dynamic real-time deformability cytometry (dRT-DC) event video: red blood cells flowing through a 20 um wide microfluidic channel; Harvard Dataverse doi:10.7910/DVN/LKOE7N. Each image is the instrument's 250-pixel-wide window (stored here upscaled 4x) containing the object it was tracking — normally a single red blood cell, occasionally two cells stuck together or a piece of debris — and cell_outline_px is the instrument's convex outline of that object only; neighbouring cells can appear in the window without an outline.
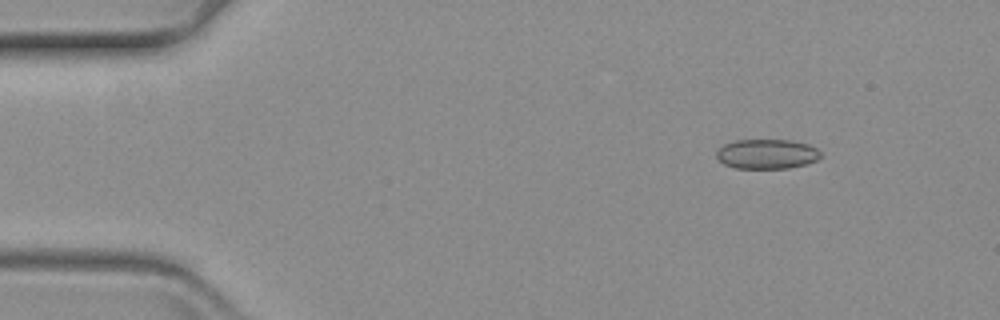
{"species": "common noctule bat (a hibernating species)", "species_latin": "Nyctalus noctula", "temperature_condition": "warm", "stored_images_in_passage": 30, "camera_frame_rate_fps": 3000, "um_per_image_px": 0.085, "animal": {"sex": "female", "body_mass_g": 19.3, "forearm_length_mm": 54.1}, "frame": {"image": 1, "passage_image": 8, "time_ms": 2.333, "image_size_px": [1000, 320], "cell_outline_px": [[820, 156], [816, 160], [804, 164], [788, 168], [736, 168], [724, 164], [716, 156], [716, 152], [724, 144], [736, 140], [792, 140], [808, 144], [816, 148], [820, 152]], "centroid_in_image_um": [65.17, 13.08], "position_along_channel_um": 19.8, "area_um2": 17.86}}
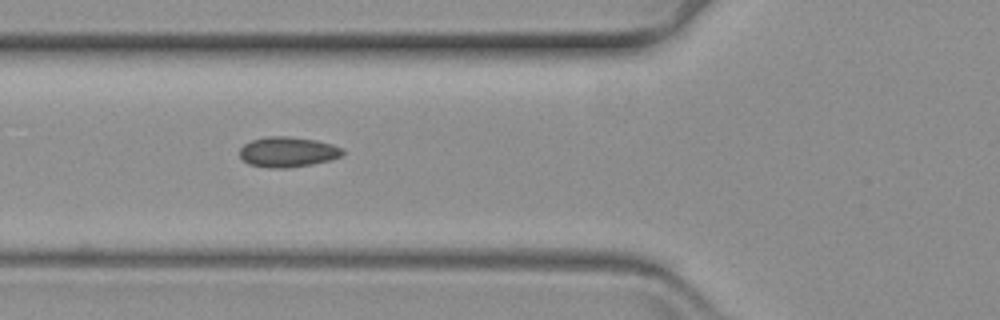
{"frame": {"image": 2, "passage_image": 23, "time_ms": 7.333, "image_size_px": [1000, 320], "cell_outline_px": [[344, 152], [340, 156], [332, 160], [312, 164], [288, 168], [268, 168], [248, 164], [240, 156], [240, 148], [244, 144], [252, 140], [268, 136], [288, 136], [316, 140], [332, 144], [344, 148]], "centroid_in_image_um": [24.47, 12.92], "position_along_channel_um": 101.3, "area_um2": 18.26}}
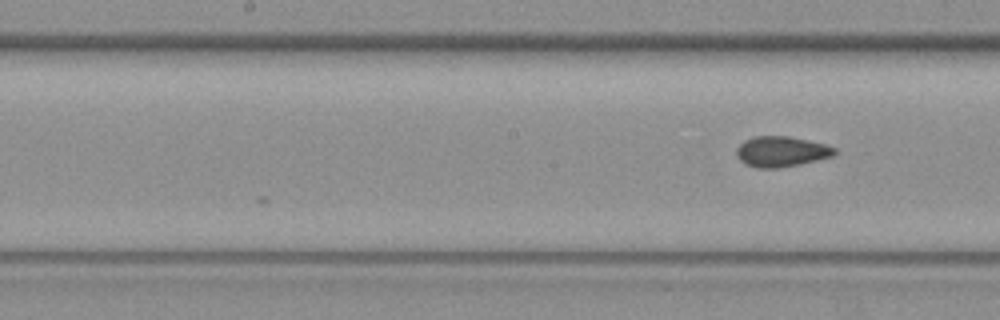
{"frame": {"image": 3, "passage_image": 30, "time_ms": 9.667, "image_size_px": [1000, 320], "cell_outline_px": [[836, 152], [832, 156], [800, 164], [776, 168], [756, 168], [744, 164], [736, 156], [736, 148], [744, 140], [756, 136], [788, 136], [808, 140], [824, 144], [836, 148]], "centroid_in_image_um": [66.37, 12.88], "position_along_channel_um": 181.8, "area_um2": 17.4}}